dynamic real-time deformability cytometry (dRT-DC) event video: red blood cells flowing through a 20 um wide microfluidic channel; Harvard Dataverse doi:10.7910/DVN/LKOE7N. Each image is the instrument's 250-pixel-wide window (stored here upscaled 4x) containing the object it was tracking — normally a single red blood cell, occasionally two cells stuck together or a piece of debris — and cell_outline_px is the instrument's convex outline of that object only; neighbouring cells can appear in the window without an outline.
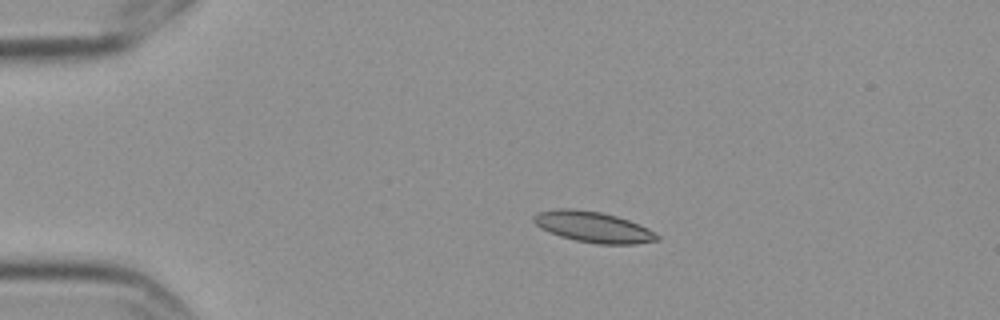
{"species": "Egyptian fruit bat (a non-hibernating species)", "species_latin": "Rousettus aegyptiacus", "temperature_condition": "cold", "stored_images_in_passage": 7, "camera_frame_rate_fps": 3000, "um_per_image_px": 0.085, "frame": {"image": 1, "passage_image": 3, "time_ms": 0.667, "image_size_px": [1000, 320], "cell_outline_px": [[660, 240], [636, 244], [596, 244], [576, 240], [560, 236], [548, 232], [540, 228], [532, 220], [532, 216], [536, 212], [556, 208], [572, 208], [600, 212], [616, 216], [640, 224], [656, 232], [660, 236]], "centroid_in_image_um": [50.41, 19.29], "position_along_channel_um": 34.6, "area_um2": 22.43}}
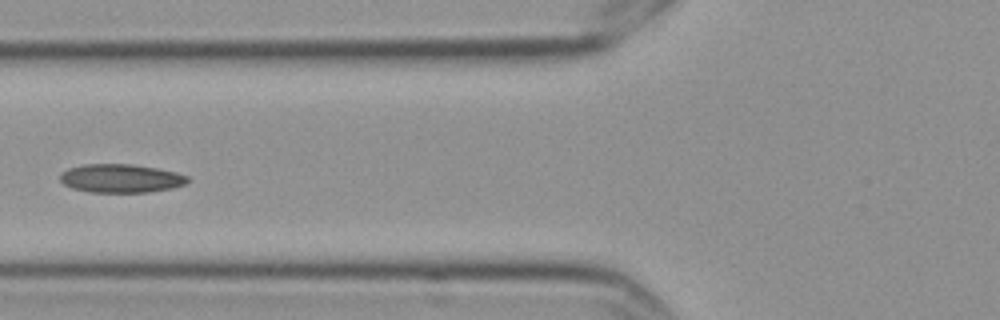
{"frame": {"image": 2, "passage_image": 6, "time_ms": 1.667, "image_size_px": [1000, 320], "cell_outline_px": [[188, 180], [184, 184], [172, 188], [148, 192], [88, 192], [72, 188], [64, 184], [60, 180], [60, 172], [68, 168], [84, 164], [132, 164], [156, 168], [176, 172], [188, 176]], "centroid_in_image_um": [10.24, 15.16], "position_along_channel_um": 115.6, "area_um2": 21.21}}
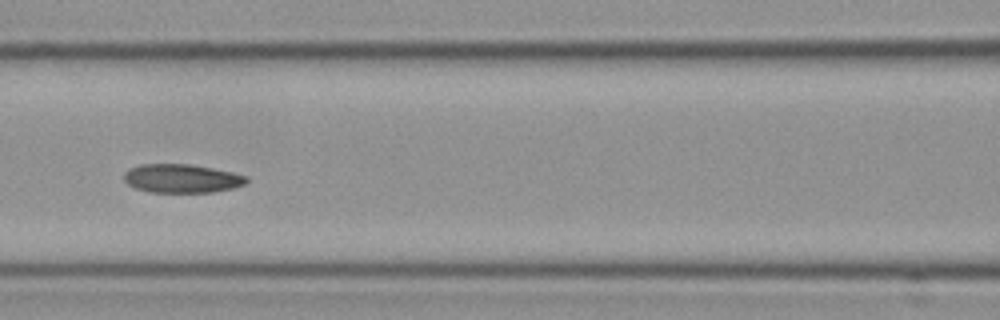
{"frame": {"image": 3, "passage_image": 7, "time_ms": 2.0, "image_size_px": [1000, 320], "cell_outline_px": [[248, 180], [244, 184], [232, 188], [212, 192], [148, 192], [136, 188], [128, 184], [124, 180], [124, 172], [140, 164], [188, 164], [212, 168], [232, 172], [248, 176]], "centroid_in_image_um": [15.45, 15.17], "position_along_channel_um": 151.2, "area_um2": 20.35}}